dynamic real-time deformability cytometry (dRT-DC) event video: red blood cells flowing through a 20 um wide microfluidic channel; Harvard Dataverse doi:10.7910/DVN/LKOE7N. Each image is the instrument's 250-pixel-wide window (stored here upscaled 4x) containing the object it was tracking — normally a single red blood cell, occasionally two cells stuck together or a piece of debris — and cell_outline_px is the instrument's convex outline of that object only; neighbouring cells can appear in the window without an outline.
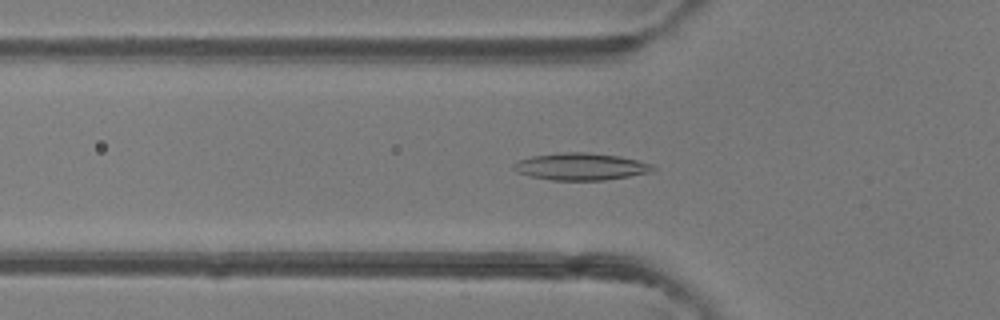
{"species": "common noctule bat (a hibernating species)", "species_latin": "Nyctalus noctula", "temperature_condition": "room temperature", "stored_images_in_passage": 48, "camera_frame_rate_fps": 3000, "um_per_image_px": 0.085, "animal": {"sex": "female"}, "frame": {"image": 1, "passage_image": 16, "time_ms": 5.0, "image_size_px": [1000, 320], "cell_outline_px": [[656, 168], [652, 172], [604, 180], [552, 180], [532, 176], [516, 172], [512, 168], [512, 164], [520, 160], [532, 156], [564, 152], [588, 152], [620, 156], [652, 164]], "centroid_in_image_um": [49.37, 14.15], "position_along_channel_um": 76.4, "area_um2": 21.91}}
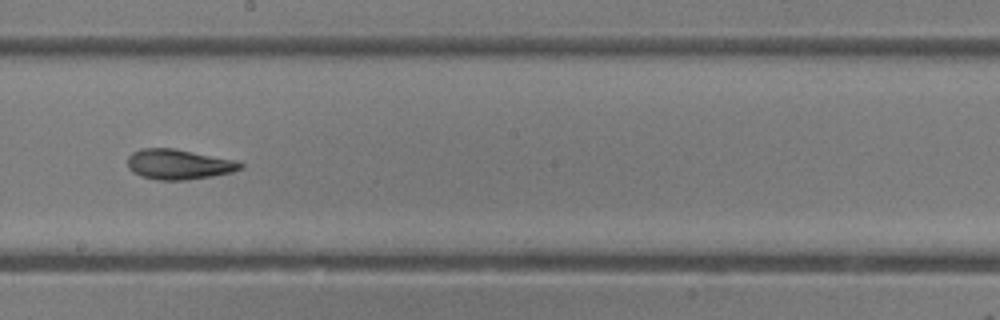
{"frame": {"image": 2, "passage_image": 27, "time_ms": 8.667, "image_size_px": [1000, 320], "cell_outline_px": [[244, 168], [232, 172], [212, 176], [184, 180], [156, 180], [140, 176], [132, 172], [128, 168], [128, 156], [132, 152], [140, 148], [172, 148], [236, 160], [244, 164]], "centroid_in_image_um": [15.18, 13.97], "position_along_channel_um": 233.0, "area_um2": 19.94}}
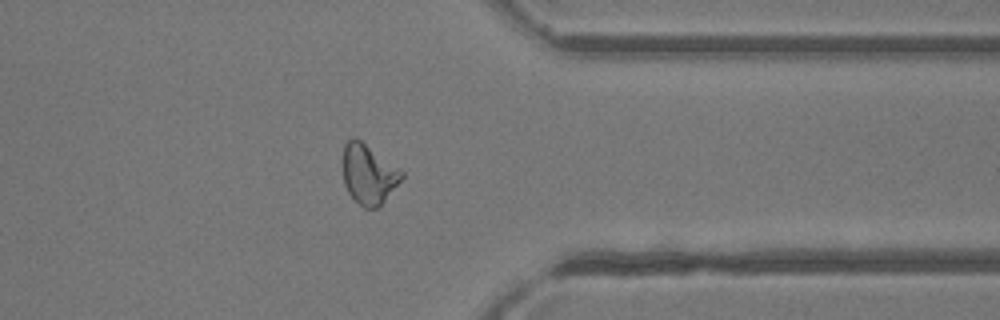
{"frame": {"image": 3, "passage_image": 38, "time_ms": 12.333, "image_size_px": [1000, 320], "cell_outline_px": [[404, 176], [380, 208], [364, 208], [348, 192], [344, 184], [344, 144], [352, 136], [356, 136], [400, 168], [404, 172]], "centroid_in_image_um": [31.36, 14.79], "position_along_channel_um": 380.0, "area_um2": 20.63}, "authors_computed_cell_mechanics": {"area_um2": 20.9525, "velocity_mm_per_s": 4.2579, "shape_relaxation_time_tau1_ms": 6.8611, "shape_relaxation_time_tau2_ms": 2.3286, "deformation_change_tau1": 0.1819, "deformation_change_tau2": 0.1037}}